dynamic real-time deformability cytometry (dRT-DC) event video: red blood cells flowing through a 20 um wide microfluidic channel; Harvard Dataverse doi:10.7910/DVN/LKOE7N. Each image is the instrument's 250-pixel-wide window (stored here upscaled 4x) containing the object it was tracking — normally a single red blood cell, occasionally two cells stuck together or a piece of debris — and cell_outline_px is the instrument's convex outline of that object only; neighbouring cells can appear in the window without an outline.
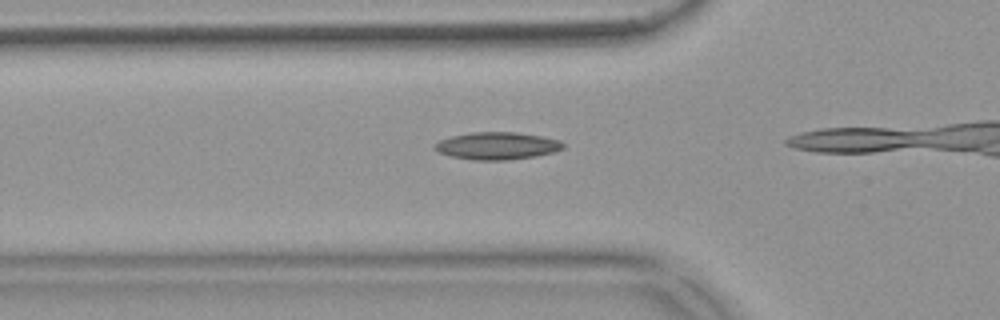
{"species": "common noctule bat (a hibernating species)", "species_latin": "Nyctalus noctula", "temperature_condition": "warm", "stored_images_in_passage": 14, "camera_frame_rate_fps": 3000, "um_per_image_px": 0.085, "animal": {"sex": "female", "body_mass_g": 18.4}, "frame": {"image": 1, "passage_image": 12, "time_ms": 3.667, "image_size_px": [1000, 320], "cell_outline_px": [[564, 148], [552, 152], [536, 156], [508, 160], [472, 160], [448, 156], [432, 148], [432, 144], [440, 140], [452, 136], [472, 132], [516, 132], [540, 136], [560, 140], [564, 144]], "centroid_in_image_um": [42.21, 12.4], "position_along_channel_um": 83.6, "area_um2": 20.58}}